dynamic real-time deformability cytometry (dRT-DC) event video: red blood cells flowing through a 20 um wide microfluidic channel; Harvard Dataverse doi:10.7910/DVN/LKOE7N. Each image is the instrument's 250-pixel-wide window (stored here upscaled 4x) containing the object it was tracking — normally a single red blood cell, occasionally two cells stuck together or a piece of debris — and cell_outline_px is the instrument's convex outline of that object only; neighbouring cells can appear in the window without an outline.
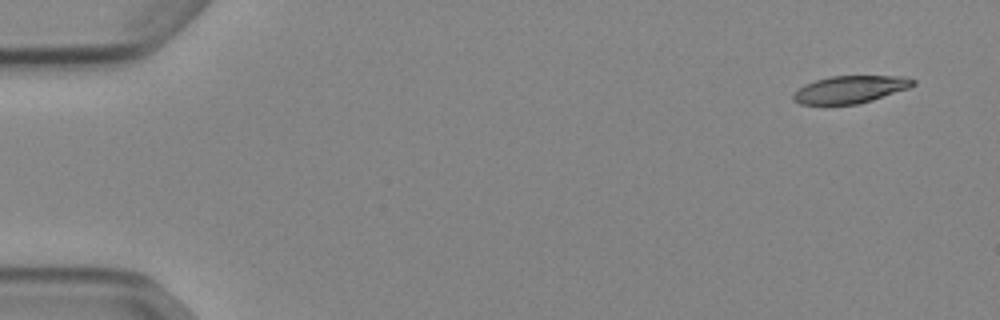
{"species": "Egyptian fruit bat (a non-hibernating species)", "species_latin": "Rousettus aegyptiacus", "temperature_condition": "cold", "stored_images_in_passage": 9, "camera_frame_rate_fps": 3000, "um_per_image_px": 0.085, "animal": {"sex": "female"}, "frame": {"image": 1, "passage_image": 1, "time_ms": 0.0, "image_size_px": [1000, 320], "cell_outline_px": [[916, 84], [908, 88], [872, 100], [856, 104], [800, 104], [792, 100], [792, 92], [804, 84], [828, 76], [908, 76], [916, 80]], "centroid_in_image_um": [72.24, 7.59], "position_along_channel_um": 12.8, "area_um2": 19.25}}